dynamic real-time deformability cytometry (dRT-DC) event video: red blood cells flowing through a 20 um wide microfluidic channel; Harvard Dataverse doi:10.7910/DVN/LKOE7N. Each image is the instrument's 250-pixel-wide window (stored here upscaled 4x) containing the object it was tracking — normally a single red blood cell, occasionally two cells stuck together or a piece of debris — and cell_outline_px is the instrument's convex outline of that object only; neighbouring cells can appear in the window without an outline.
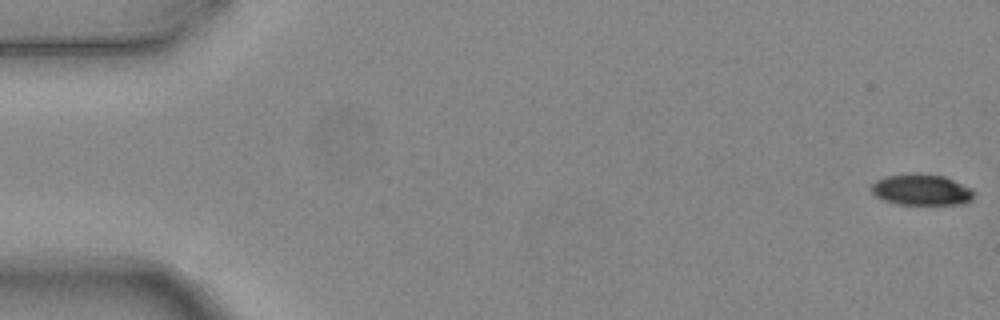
{"species": "common noctule bat (a hibernating species)", "species_latin": "Nyctalus noctula", "temperature_condition": "warm", "stored_images_in_passage": 6, "camera_frame_rate_fps": 3000, "um_per_image_px": 0.085, "animal": {"sex": "female", "body_mass_g": 24.6, "forearm_length_mm": 56.2}, "frame": {"image": 1, "passage_image": 1, "time_ms": 0.0, "image_size_px": [1000, 320], "cell_outline_px": [[972, 196], [964, 204], [896, 204], [884, 200], [876, 196], [872, 192], [872, 184], [876, 180], [888, 176], [912, 172], [944, 176], [972, 188]], "centroid_in_image_um": [78.3, 16.12], "position_along_channel_um": 6.7, "area_um2": 18.44}}
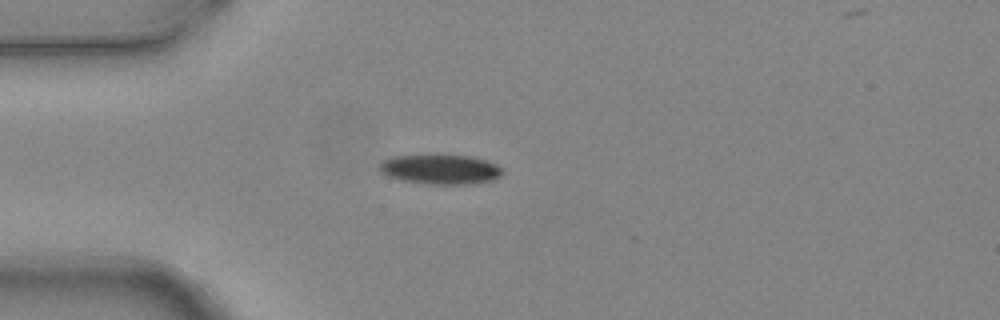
{"frame": {"image": 2, "passage_image": 5, "time_ms": 1.333, "image_size_px": [1000, 320], "cell_outline_px": [[504, 172], [500, 176], [492, 180], [468, 184], [428, 184], [404, 180], [388, 176], [380, 172], [380, 164], [384, 160], [392, 156], [472, 156], [488, 160], [496, 164]], "centroid_in_image_um": [37.47, 14.4], "position_along_channel_um": 47.5, "area_um2": 20.92}}